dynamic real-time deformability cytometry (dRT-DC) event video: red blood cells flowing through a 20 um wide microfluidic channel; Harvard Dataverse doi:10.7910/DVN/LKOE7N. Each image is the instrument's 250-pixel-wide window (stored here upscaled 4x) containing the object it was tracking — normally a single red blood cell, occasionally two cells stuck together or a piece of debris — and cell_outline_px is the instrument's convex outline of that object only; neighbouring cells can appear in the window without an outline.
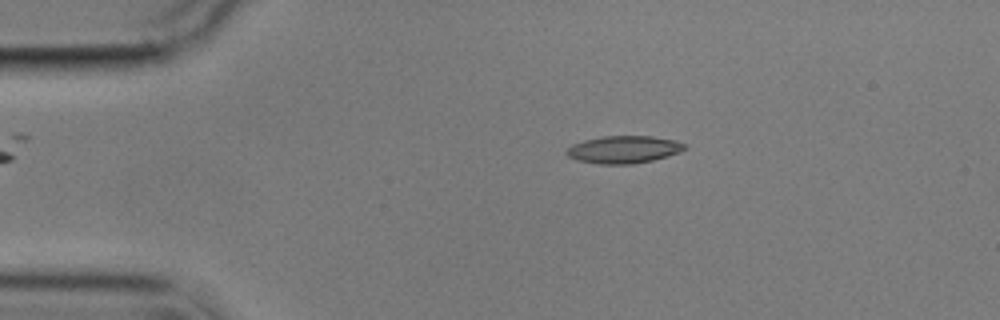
{"species": "common noctule bat (a hibernating species)", "species_latin": "Nyctalus noctula", "temperature_condition": "cold", "stored_images_in_passage": 3, "camera_frame_rate_fps": 3000, "um_per_image_px": 0.085, "animal": {"sex": "male", "body_mass_g": 17.9}, "frame": {"image": 1, "passage_image": 2, "time_ms": 2.0, "image_size_px": [1000, 320], "cell_outline_px": [[688, 148], [680, 152], [668, 156], [652, 160], [632, 164], [600, 164], [576, 160], [568, 156], [564, 152], [572, 144], [584, 140], [604, 136], [652, 136], [676, 140], [688, 144]], "centroid_in_image_um": [53.05, 12.7], "position_along_channel_um": 32.0, "area_um2": 19.07}}